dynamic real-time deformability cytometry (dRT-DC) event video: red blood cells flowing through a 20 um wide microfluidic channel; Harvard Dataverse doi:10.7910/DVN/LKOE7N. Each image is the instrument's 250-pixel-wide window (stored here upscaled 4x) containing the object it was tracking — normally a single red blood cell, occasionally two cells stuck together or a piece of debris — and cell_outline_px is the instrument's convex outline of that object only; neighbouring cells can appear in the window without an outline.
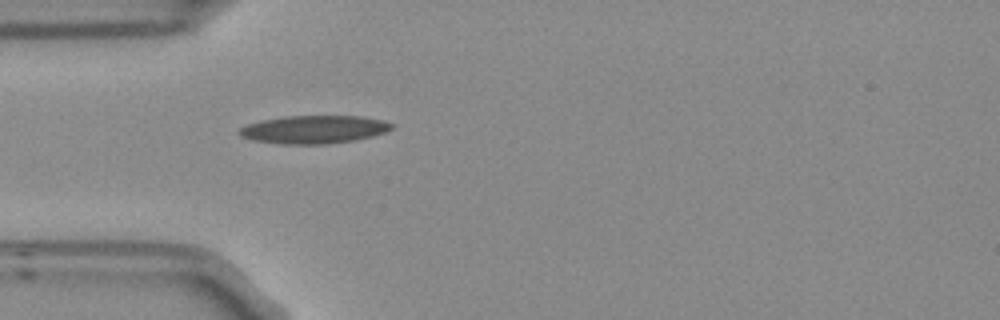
{"species": "Egyptian fruit bat (a non-hibernating species)", "species_latin": "Rousettus aegyptiacus", "temperature_condition": "room temperature", "stored_images_in_passage": 5, "camera_frame_rate_fps": 3000, "um_per_image_px": 0.085, "frame": {"image": 1, "passage_image": 5, "time_ms": 1.333, "image_size_px": [1000, 320], "cell_outline_px": [[392, 128], [384, 132], [372, 136], [352, 140], [324, 144], [280, 144], [252, 140], [240, 136], [236, 132], [240, 128], [248, 124], [260, 120], [284, 116], [360, 116], [384, 120], [392, 124]], "centroid_in_image_um": [26.62, 11.0], "position_along_channel_um": 58.4, "area_um2": 24.85}}